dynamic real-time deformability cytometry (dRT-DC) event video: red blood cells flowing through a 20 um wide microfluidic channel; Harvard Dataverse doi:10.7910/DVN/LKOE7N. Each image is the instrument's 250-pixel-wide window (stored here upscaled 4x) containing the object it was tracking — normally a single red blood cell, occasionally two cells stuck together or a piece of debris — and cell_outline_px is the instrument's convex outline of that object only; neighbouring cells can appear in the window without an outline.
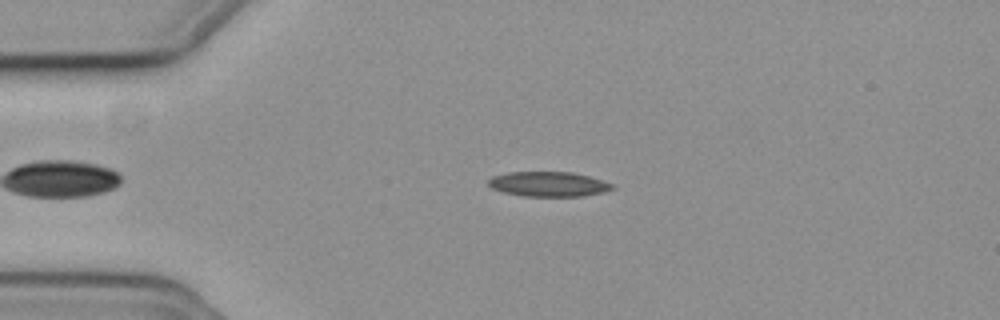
{"species": "common noctule bat (a hibernating species)", "species_latin": "Nyctalus noctula", "temperature_condition": "cold", "stored_images_in_passage": 47, "camera_frame_rate_fps": 3000, "um_per_image_px": 0.085, "animal": {"sex": "female", "body_mass_g": 19.3, "forearm_length_mm": 54.1}, "frame": {"image": 1, "passage_image": 13, "time_ms": 4.0, "image_size_px": [1000, 320], "cell_outline_px": [[616, 188], [604, 192], [580, 196], [524, 196], [504, 192], [492, 188], [488, 184], [488, 180], [492, 176], [508, 172], [572, 172], [588, 176], [612, 184]], "centroid_in_image_um": [46.61, 15.65], "position_along_channel_um": 38.4, "area_um2": 17.8}}
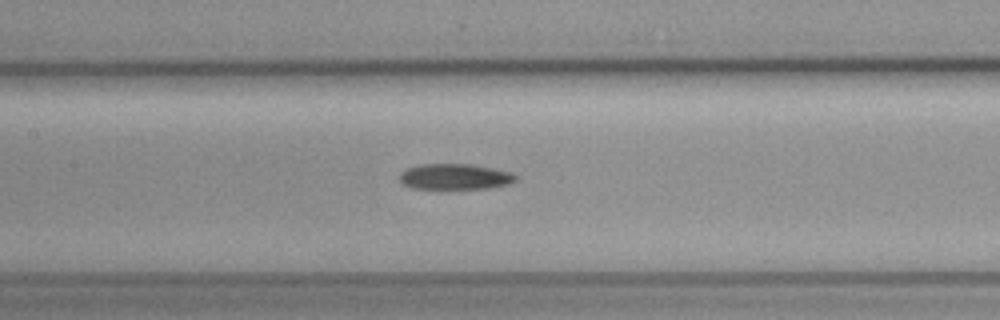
{"frame": {"image": 2, "passage_image": 26, "time_ms": 8.333, "image_size_px": [1000, 320], "cell_outline_px": [[516, 180], [508, 184], [488, 188], [412, 188], [404, 184], [400, 180], [400, 172], [408, 168], [420, 164], [472, 164], [512, 172], [516, 176]], "centroid_in_image_um": [38.67, 15.0], "position_along_channel_um": 168.7, "area_um2": 17.22}}
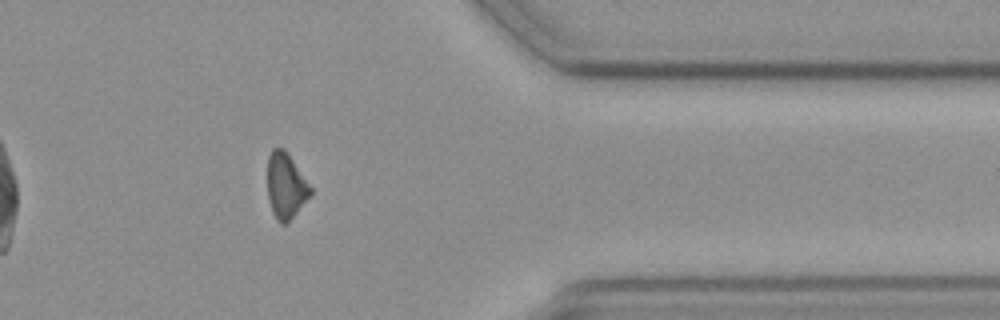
{"frame": {"image": 3, "passage_image": 45, "time_ms": 14.667, "image_size_px": [1000, 320], "cell_outline_px": [[312, 192], [296, 212], [284, 224], [280, 224], [276, 220], [272, 212], [268, 200], [268, 156], [272, 148], [284, 148], [288, 152], [312, 188]], "centroid_in_image_um": [24.27, 15.76], "position_along_channel_um": 387.1, "area_um2": 16.3}, "authors_computed_cell_mechanics": {"area_um2": 17.8024, "velocity_mm_per_s": 3.7461, "shape_relaxation_time_tau1_ms": null, "shape_relaxation_time_tau2_ms": 10.4317, "deformation_change_tau1": null, "deformation_change_tau2": 0.2131}}